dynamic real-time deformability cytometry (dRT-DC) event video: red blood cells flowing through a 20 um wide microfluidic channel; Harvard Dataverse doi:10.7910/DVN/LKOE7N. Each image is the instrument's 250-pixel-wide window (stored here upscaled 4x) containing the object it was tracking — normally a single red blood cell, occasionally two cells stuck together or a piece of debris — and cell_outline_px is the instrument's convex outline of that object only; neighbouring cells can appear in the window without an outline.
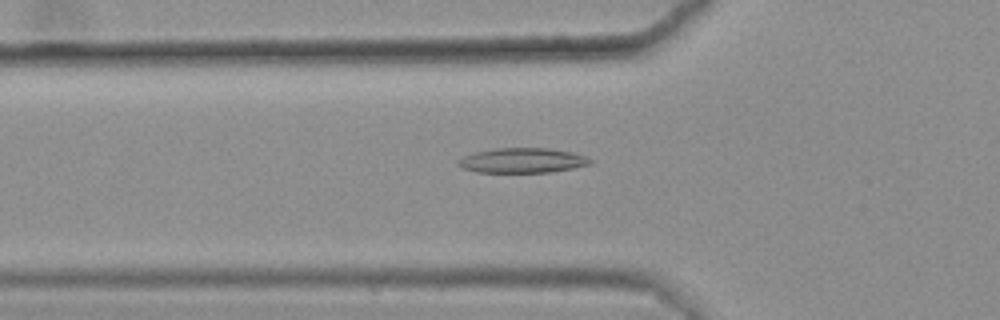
{"species": "common noctule bat (a hibernating species)", "species_latin": "Nyctalus noctula", "temperature_condition": "warm", "stored_images_in_passage": 27, "camera_frame_rate_fps": 3000, "um_per_image_px": 0.085, "animal": {"sex": "female", "body_mass_g": 25.1}, "frame": {"image": 1, "passage_image": 3, "time_ms": 0.667, "image_size_px": [1000, 320], "cell_outline_px": [[592, 164], [572, 168], [548, 172], [476, 172], [464, 168], [456, 164], [456, 160], [464, 156], [476, 152], [492, 148], [548, 148], [572, 152], [584, 156], [592, 160]], "centroid_in_image_um": [44.37, 13.63], "position_along_channel_um": 81.4, "area_um2": 19.07}}
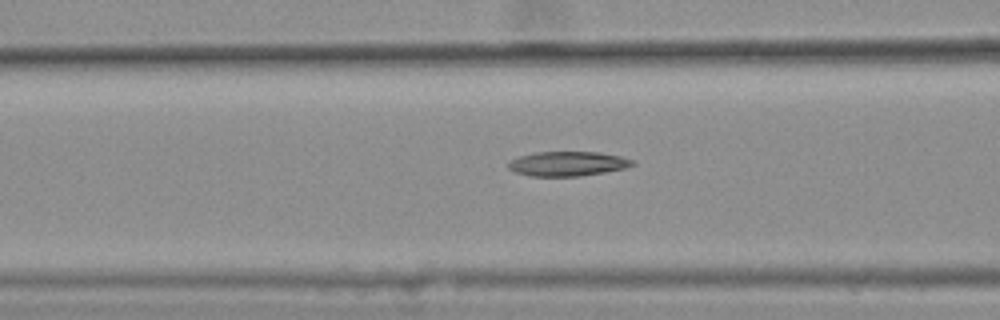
{"frame": {"image": 2, "passage_image": 6, "time_ms": 1.667, "image_size_px": [1000, 320], "cell_outline_px": [[636, 164], [624, 168], [604, 172], [580, 176], [532, 176], [516, 172], [508, 168], [508, 164], [512, 160], [520, 156], [536, 152], [600, 152], [620, 156], [632, 160]], "centroid_in_image_um": [48.26, 13.91], "position_along_channel_um": 118.3, "area_um2": 17.57}}
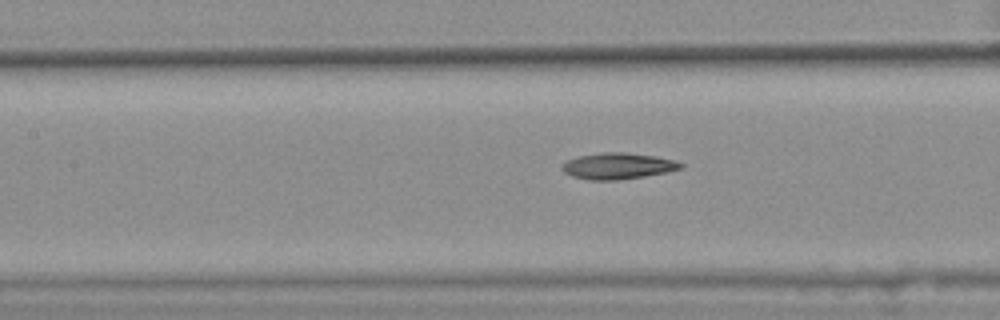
{"frame": {"image": 3, "passage_image": 9, "time_ms": 2.667, "image_size_px": [1000, 320], "cell_outline_px": [[684, 168], [668, 172], [620, 180], [588, 180], [572, 176], [564, 172], [560, 168], [560, 164], [576, 156], [600, 152], [624, 152], [656, 156], [676, 160], [684, 164]], "centroid_in_image_um": [52.51, 14.1], "position_along_channel_um": 154.9, "area_um2": 18.5}, "authors_computed_cell_mechanics": {"area_um2": 17.5712, "velocity_mm_per_s": 3.6399, "shape_relaxation_time_tau1_ms": null, "shape_relaxation_time_tau2_ms": 3.5945, "deformation_change_tau1": null, "deformation_change_tau2": 0.1237}}